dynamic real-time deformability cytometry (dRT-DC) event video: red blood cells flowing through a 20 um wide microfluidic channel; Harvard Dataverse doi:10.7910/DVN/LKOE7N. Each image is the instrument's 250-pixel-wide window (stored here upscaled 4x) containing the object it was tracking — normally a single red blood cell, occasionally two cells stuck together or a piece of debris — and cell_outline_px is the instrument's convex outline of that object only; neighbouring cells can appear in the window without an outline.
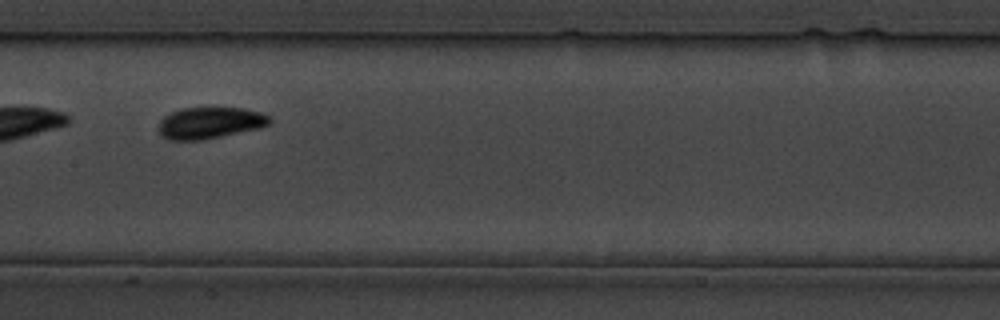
{"species": "common noctule bat (a hibernating species)", "species_latin": "Nyctalus noctula", "temperature_condition": "cold", "stored_images_in_passage": 15, "camera_frame_rate_fps": 3000, "um_per_image_px": 0.085, "animal": {"sex": "male", "body_mass_g": 19.5, "forearm_length_mm": 54.6}, "frame": {"image": 1, "passage_image": 13, "time_ms": 14.333, "image_size_px": [1000, 320], "cell_outline_px": [[272, 120], [268, 124], [260, 128], [204, 140], [168, 140], [160, 136], [160, 120], [164, 116], [172, 112], [184, 108], [244, 108], [260, 112], [268, 116]], "centroid_in_image_um": [17.84, 10.45], "position_along_channel_um": 189.6, "area_um2": 20.35}}